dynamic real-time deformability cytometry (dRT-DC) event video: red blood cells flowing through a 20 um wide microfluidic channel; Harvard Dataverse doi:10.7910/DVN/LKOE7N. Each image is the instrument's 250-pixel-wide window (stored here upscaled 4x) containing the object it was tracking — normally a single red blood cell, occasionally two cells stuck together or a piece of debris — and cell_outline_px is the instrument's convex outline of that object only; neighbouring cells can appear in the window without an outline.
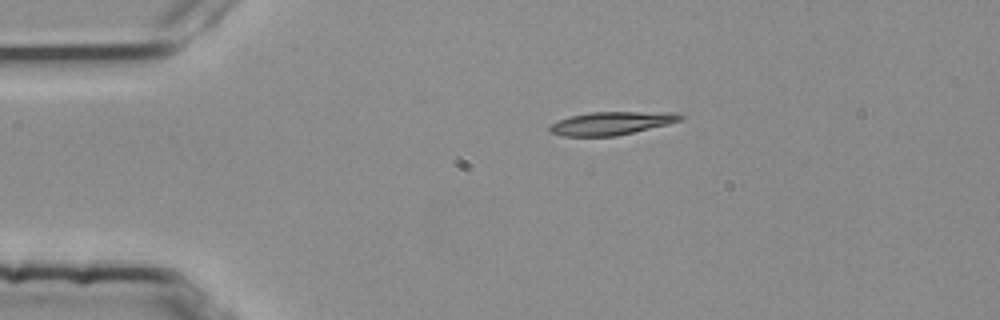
{"species": "common noctule bat (a hibernating species)", "species_latin": "Nyctalus noctula", "temperature_condition": "room temperature", "stored_images_in_passage": 44, "camera_frame_rate_fps": 3000, "um_per_image_px": 0.085, "animal": {"sex": "female", "body_mass_g": 25.1}, "frame": {"image": 1, "passage_image": 1, "time_ms": 0.0, "image_size_px": [1000, 320], "cell_outline_px": [[684, 116], [680, 120], [668, 124], [616, 136], [560, 136], [548, 132], [548, 128], [552, 124], [560, 120], [572, 116], [592, 112], [676, 112]], "centroid_in_image_um": [51.97, 10.48], "position_along_channel_um": 33.0, "area_um2": 17.51}}
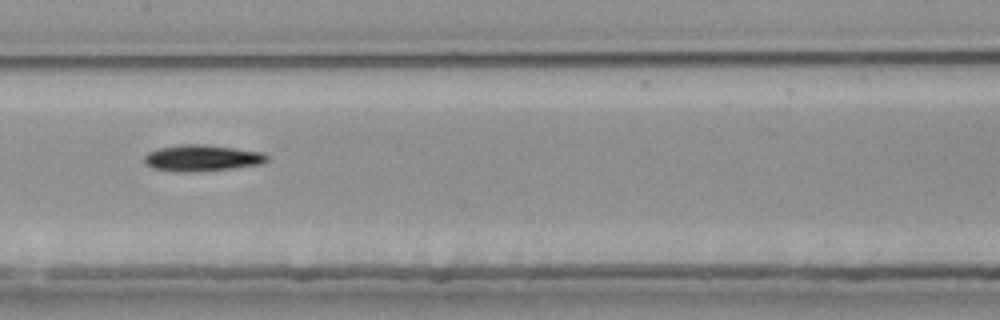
{"frame": {"image": 2, "passage_image": 17, "time_ms": 5.333, "image_size_px": [1000, 320], "cell_outline_px": [[268, 160], [264, 164], [232, 168], [152, 168], [144, 160], [144, 156], [148, 152], [160, 148], [180, 144], [200, 144], [264, 152], [268, 156]], "centroid_in_image_um": [17.28, 13.36], "position_along_channel_um": 190.1, "area_um2": 17.4}}
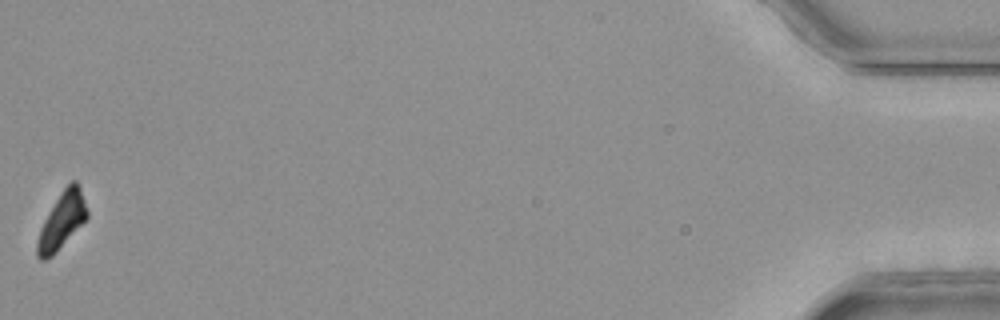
{"frame": {"image": 3, "passage_image": 44, "time_ms": 14.333, "image_size_px": [1000, 320], "cell_outline_px": [[88, 216], [56, 252], [52, 256], [44, 260], [40, 260], [36, 256], [36, 240], [40, 228], [48, 212], [60, 192], [72, 180], [76, 180], [80, 188], [88, 212]], "centroid_in_image_um": [5.21, 18.77], "position_along_channel_um": 430.0, "area_um2": 16.13}, "authors_computed_cell_mechanics": {"area_um2": 17.7735, "velocity_mm_per_s": 3.7951, "shape_relaxation_time_tau1_ms": 6.7108, "shape_relaxation_time_tau2_ms": null, "deformation_change_tau1": 0.2027, "deformation_change_tau2": null}}